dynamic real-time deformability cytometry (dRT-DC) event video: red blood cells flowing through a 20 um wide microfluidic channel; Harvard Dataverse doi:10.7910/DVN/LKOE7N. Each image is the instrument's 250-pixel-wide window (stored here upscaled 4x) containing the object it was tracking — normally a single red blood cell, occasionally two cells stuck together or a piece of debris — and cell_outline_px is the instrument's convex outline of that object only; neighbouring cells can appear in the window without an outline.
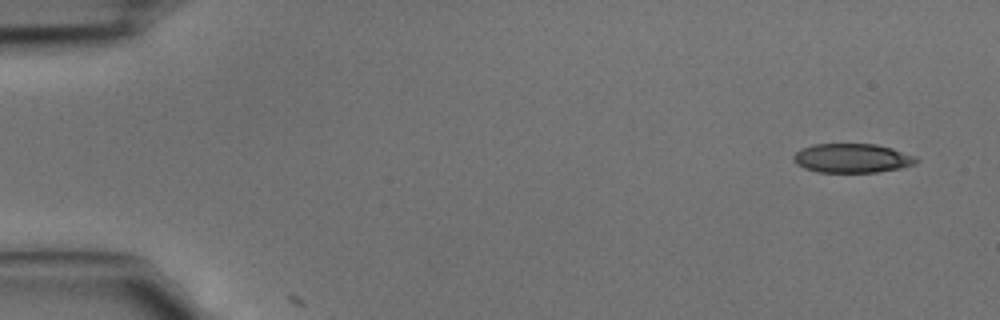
{"species": "common noctule bat (a hibernating species)", "species_latin": "Nyctalus noctula", "temperature_condition": "cold", "stored_images_in_passage": 2, "camera_frame_rate_fps": 3000, "um_per_image_px": 0.085, "animal": {"sex": "male", "body_mass_g": 15.6}, "frame": {"image": 1, "passage_image": 1, "time_ms": 0.0, "image_size_px": [1000, 320], "cell_outline_px": [[920, 160], [916, 164], [900, 168], [876, 172], [816, 172], [804, 168], [796, 164], [792, 156], [800, 148], [812, 144], [876, 144], [892, 148], [916, 156]], "centroid_in_image_um": [72.43, 13.44], "position_along_channel_um": 12.6, "area_um2": 21.04}}